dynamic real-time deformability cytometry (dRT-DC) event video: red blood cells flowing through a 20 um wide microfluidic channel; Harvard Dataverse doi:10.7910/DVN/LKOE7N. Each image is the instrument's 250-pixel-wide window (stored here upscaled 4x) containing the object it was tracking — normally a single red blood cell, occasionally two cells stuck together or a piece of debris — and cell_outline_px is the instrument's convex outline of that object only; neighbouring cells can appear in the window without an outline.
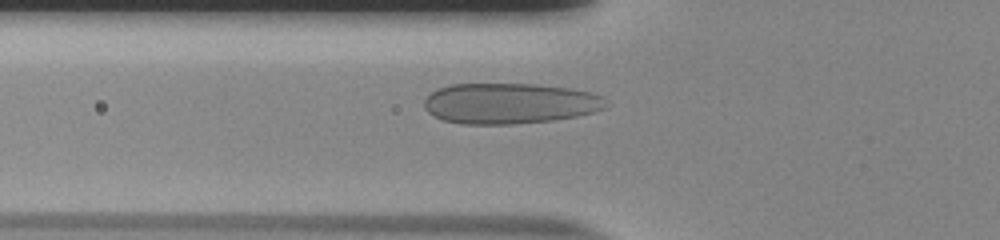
{"species": "human", "species_latin": "Homo sapiens", "temperature_condition": "room temperature", "stored_images_in_passage": 36, "camera_frame_rate_fps": 3000, "um_per_image_px": 0.085, "donor": {"sex": "male"}, "frame": {"image": 1, "passage_image": 2, "time_ms": 0.333, "image_size_px": [1000, 240], "cell_outline_px": [[608, 104], [604, 108], [592, 112], [576, 116], [552, 120], [512, 124], [460, 124], [444, 120], [428, 112], [424, 108], [424, 100], [432, 92], [440, 88], [452, 84], [536, 84], [572, 88], [592, 92], [608, 100]], "centroid_in_image_um": [43.35, 8.78], "position_along_channel_um": 82.5, "area_um2": 43.12}}
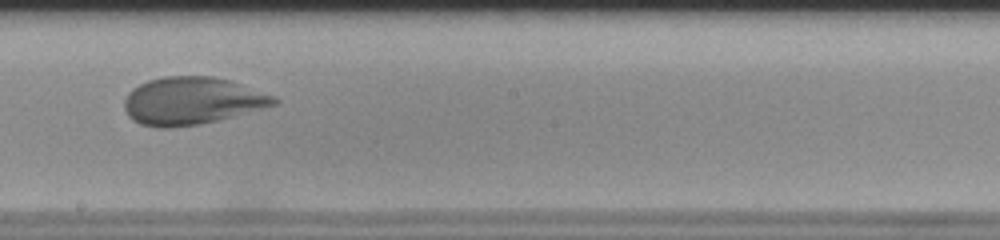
{"frame": {"image": 2, "passage_image": 14, "time_ms": 4.333, "image_size_px": [1000, 240], "cell_outline_px": [[280, 100], [276, 104], [216, 120], [196, 124], [168, 128], [156, 128], [140, 124], [132, 120], [128, 116], [124, 108], [124, 100], [128, 92], [132, 88], [148, 80], [164, 76], [212, 76], [228, 80], [276, 96]], "centroid_in_image_um": [16.25, 8.57], "position_along_channel_um": 231.9, "area_um2": 41.15}}
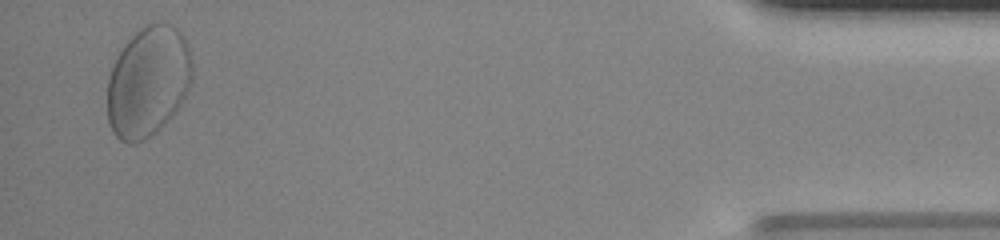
{"frame": {"image": 3, "passage_image": 35, "time_ms": 11.333, "image_size_px": [1000, 240], "cell_outline_px": [[192, 72], [188, 88], [180, 104], [160, 128], [156, 132], [144, 140], [136, 144], [128, 144], [120, 140], [112, 132], [108, 120], [108, 76], [120, 52], [128, 40], [144, 24], [156, 20], [160, 20], [172, 24], [180, 32], [188, 48], [192, 60]], "centroid_in_image_um": [12.58, 6.92], "position_along_channel_um": 422.6, "area_um2": 54.62}, "authors_computed_cell_mechanics": {"area_um2": 41.5293, "velocity_mm_per_s": 3.7312, "shape_relaxation_time_tau1_ms": 9.0041, "shape_relaxation_time_tau2_ms": null, "deformation_change_tau1": 0.279, "deformation_change_tau2": null}}